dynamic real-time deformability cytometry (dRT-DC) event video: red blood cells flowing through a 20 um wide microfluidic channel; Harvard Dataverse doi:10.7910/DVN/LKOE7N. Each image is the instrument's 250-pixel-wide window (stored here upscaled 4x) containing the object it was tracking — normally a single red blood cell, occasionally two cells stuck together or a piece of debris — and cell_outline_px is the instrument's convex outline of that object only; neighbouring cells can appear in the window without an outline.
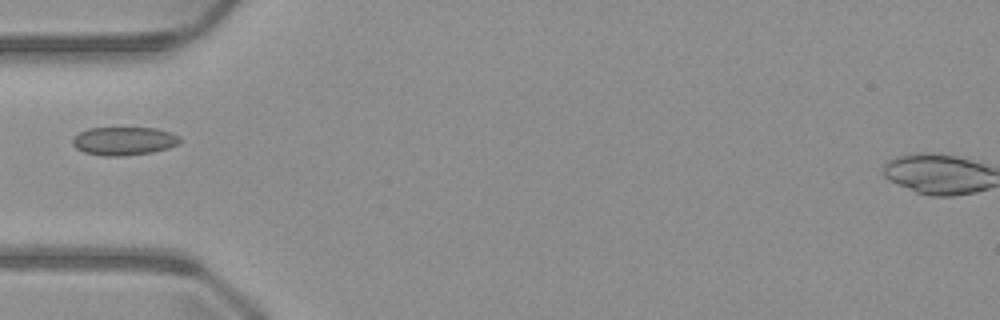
{"species": "common noctule bat (a hibernating species)", "species_latin": "Nyctalus noctula", "temperature_condition": "warm", "stored_images_in_passage": 35, "camera_frame_rate_fps": 3000, "um_per_image_px": 0.085, "animal": {"sex": "male", "body_mass_g": 23.1, "forearm_length_mm": 52.7}, "frame": {"image": 1, "passage_image": 1, "time_ms": 0.0, "image_size_px": [1000, 320], "cell_outline_px": [[180, 140], [176, 144], [168, 148], [152, 152], [124, 156], [100, 156], [84, 152], [76, 148], [72, 144], [72, 140], [80, 132], [88, 128], [156, 128], [172, 132], [180, 136]], "centroid_in_image_um": [10.53, 11.99], "position_along_channel_um": 74.5, "area_um2": 17.74}}
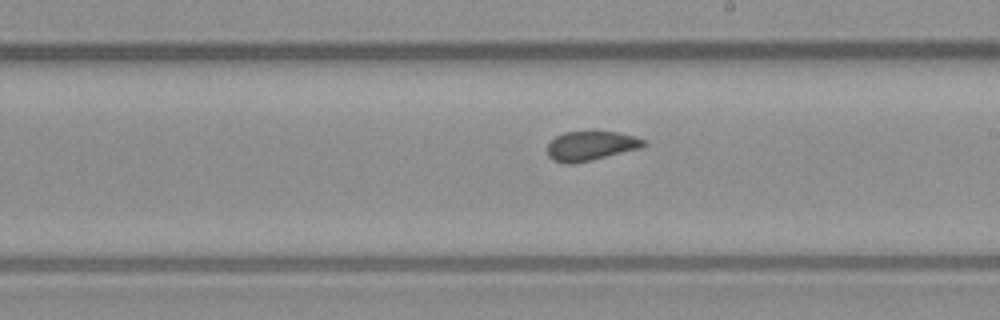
{"frame": {"image": 2, "passage_image": 13, "time_ms": 4.0, "image_size_px": [1000, 320], "cell_outline_px": [[648, 144], [640, 148], [592, 160], [572, 164], [568, 164], [552, 160], [548, 156], [548, 144], [556, 136], [564, 132], [620, 132], [636, 136], [644, 140]], "centroid_in_image_um": [50.23, 12.4], "position_along_channel_um": 238.8, "area_um2": 16.47}}
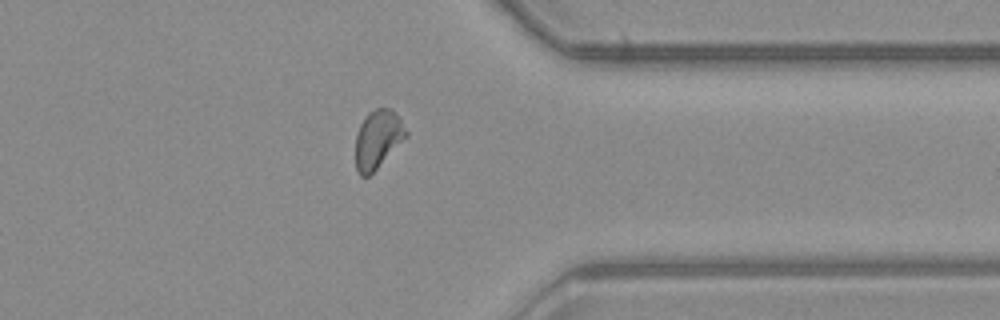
{"frame": {"image": 3, "passage_image": 24, "time_ms": 7.667, "image_size_px": [1000, 320], "cell_outline_px": [[408, 136], [368, 176], [360, 176], [356, 168], [356, 132], [364, 116], [368, 112], [376, 108], [392, 108], [408, 132]], "centroid_in_image_um": [32.1, 11.8], "position_along_channel_um": 379.3, "area_um2": 17.05}}